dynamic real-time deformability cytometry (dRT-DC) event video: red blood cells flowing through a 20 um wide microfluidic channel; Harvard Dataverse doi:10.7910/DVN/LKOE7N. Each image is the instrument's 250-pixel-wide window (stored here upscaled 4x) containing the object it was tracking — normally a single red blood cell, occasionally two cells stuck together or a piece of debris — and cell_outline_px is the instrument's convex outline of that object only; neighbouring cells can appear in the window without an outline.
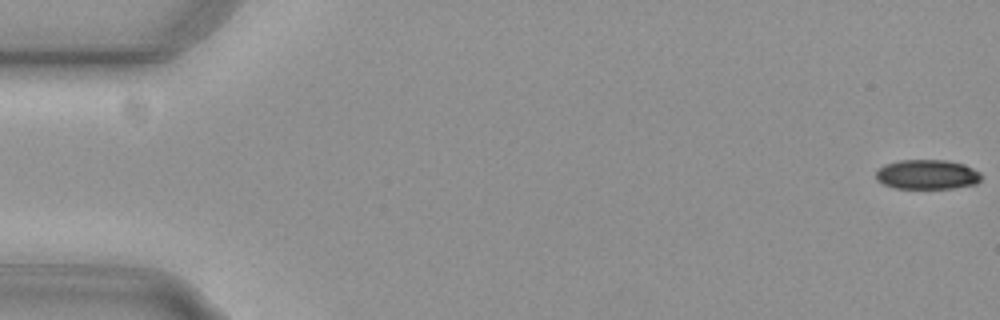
{"species": "common noctule bat (a hibernating species)", "species_latin": "Nyctalus noctula", "temperature_condition": "cold", "stored_images_in_passage": 54, "camera_frame_rate_fps": 3000, "um_per_image_px": 0.085, "animal": {"sex": "female", "body_mass_g": 29.2, "forearm_length_mm": 56.3}, "frame": {"image": 1, "passage_image": 1, "time_ms": 0.0, "image_size_px": [1000, 320], "cell_outline_px": [[980, 180], [976, 184], [952, 188], [896, 188], [884, 184], [876, 180], [876, 168], [884, 164], [900, 160], [948, 160], [964, 164], [980, 172]], "centroid_in_image_um": [78.78, 14.82], "position_along_channel_um": 6.2, "area_um2": 18.26}}
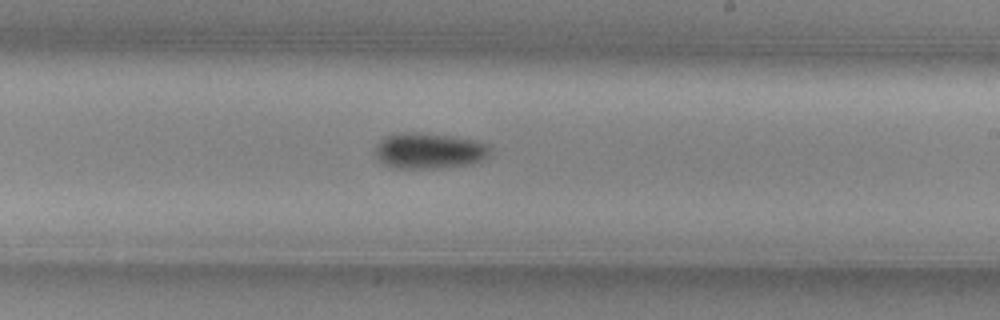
{"frame": {"image": 2, "passage_image": 33, "time_ms": 10.667, "image_size_px": [1000, 320], "cell_outline_px": [[488, 156], [472, 164], [444, 168], [392, 168], [384, 164], [376, 156], [372, 148], [384, 136], [404, 132], [420, 132], [476, 140], [488, 144]], "centroid_in_image_um": [36.41, 12.82], "position_along_channel_um": 252.6, "area_um2": 24.16}}
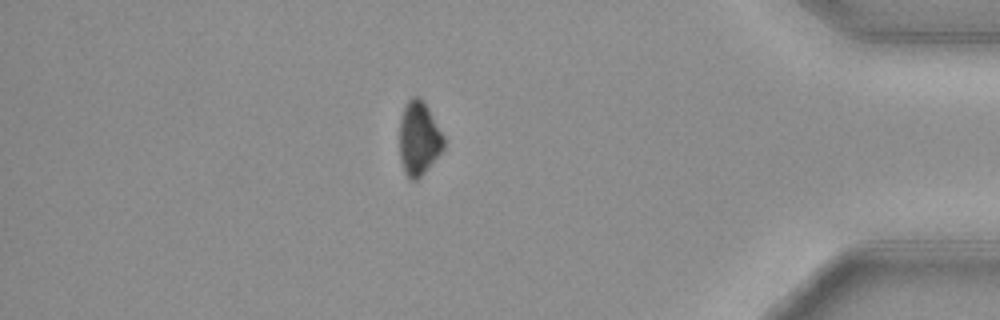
{"frame": {"image": 3, "passage_image": 48, "time_ms": 15.667, "image_size_px": [1000, 320], "cell_outline_px": [[444, 148], [424, 172], [416, 180], [408, 180], [404, 172], [400, 160], [400, 120], [404, 108], [408, 100], [412, 96], [420, 96], [428, 108], [444, 136]], "centroid_in_image_um": [35.59, 11.77], "position_along_channel_um": 399.6, "area_um2": 18.9}, "authors_computed_cell_mechanics": {"area_um2": 20.6635, "velocity_mm_per_s": 3.7581, "shape_relaxation_time_tau1_ms": 4.2504, "shape_relaxation_time_tau2_ms": null, "deformation_change_tau1": 0.0894, "deformation_change_tau2": null}}